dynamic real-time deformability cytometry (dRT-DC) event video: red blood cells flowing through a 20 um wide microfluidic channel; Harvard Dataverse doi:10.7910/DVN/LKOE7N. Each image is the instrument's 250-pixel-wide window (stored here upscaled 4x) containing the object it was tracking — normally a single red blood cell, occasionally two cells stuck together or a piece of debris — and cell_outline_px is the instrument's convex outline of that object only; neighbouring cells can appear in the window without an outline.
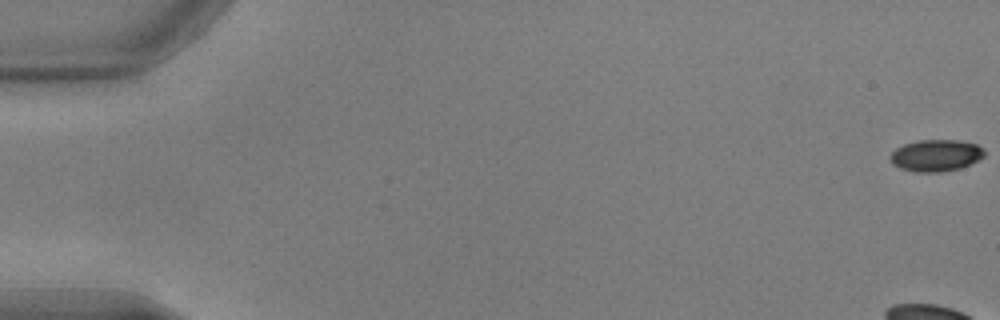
{"species": "common noctule bat (a hibernating species)", "species_latin": "Nyctalus noctula", "temperature_condition": "warm", "stored_images_in_passage": 55, "camera_frame_rate_fps": 3000, "um_per_image_px": 0.085, "animal": {"sex": "male", "body_mass_g": 17.9, "forearm_length_mm": 54.2}, "frame": {"image": 1, "passage_image": 1, "time_ms": 0.0, "image_size_px": [1000, 320], "cell_outline_px": [[984, 156], [960, 168], [944, 172], [912, 172], [900, 168], [892, 164], [888, 156], [896, 148], [904, 144], [920, 140], [956, 140], [976, 144], [984, 148]], "centroid_in_image_um": [79.51, 13.22], "position_along_channel_um": 5.5, "area_um2": 17.46}}
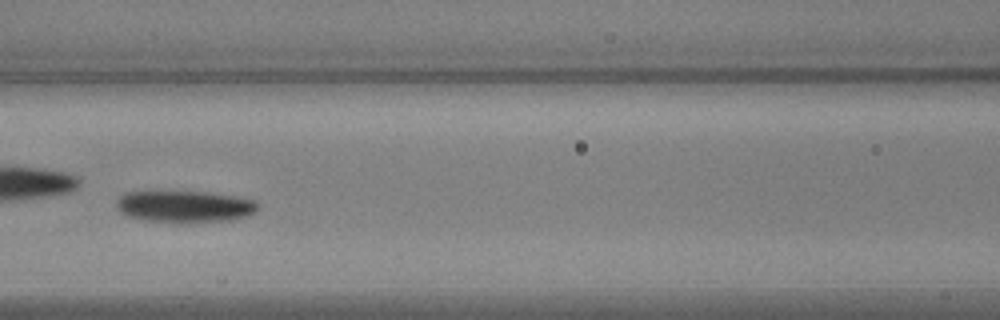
{"frame": {"image": 2, "passage_image": 26, "time_ms": 8.333, "image_size_px": [1000, 320], "cell_outline_px": [[260, 208], [256, 212], [248, 216], [228, 220], [184, 224], [144, 220], [124, 216], [116, 208], [116, 200], [124, 192], [212, 192], [236, 196], [256, 200], [260, 204]], "centroid_in_image_um": [15.72, 17.57], "position_along_channel_um": 150.9, "area_um2": 26.93}}
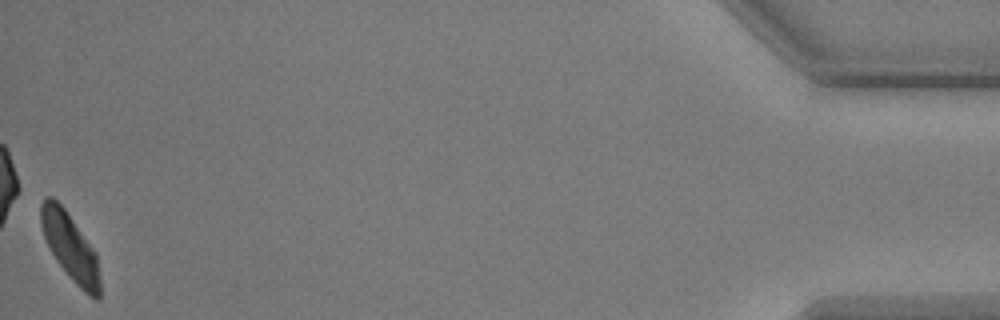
{"frame": {"image": 3, "passage_image": 55, "time_ms": 18.0, "image_size_px": [1000, 320], "cell_outline_px": [[100, 300], [96, 300], [88, 296], [72, 280], [56, 260], [44, 236], [40, 224], [40, 204], [44, 196], [52, 196], [64, 208], [96, 252], [100, 280]], "centroid_in_image_um": [5.97, 20.99], "position_along_channel_um": 429.2, "area_um2": 23.06}, "authors_computed_cell_mechanics": {"area_um2": 24.9118, "velocity_mm_per_s": 3.7986, "shape_relaxation_time_tau1_ms": 2.998, "shape_relaxation_time_tau2_ms": 9.4821, "deformation_change_tau1": 0.1387, "deformation_change_tau2": 0.1763}}